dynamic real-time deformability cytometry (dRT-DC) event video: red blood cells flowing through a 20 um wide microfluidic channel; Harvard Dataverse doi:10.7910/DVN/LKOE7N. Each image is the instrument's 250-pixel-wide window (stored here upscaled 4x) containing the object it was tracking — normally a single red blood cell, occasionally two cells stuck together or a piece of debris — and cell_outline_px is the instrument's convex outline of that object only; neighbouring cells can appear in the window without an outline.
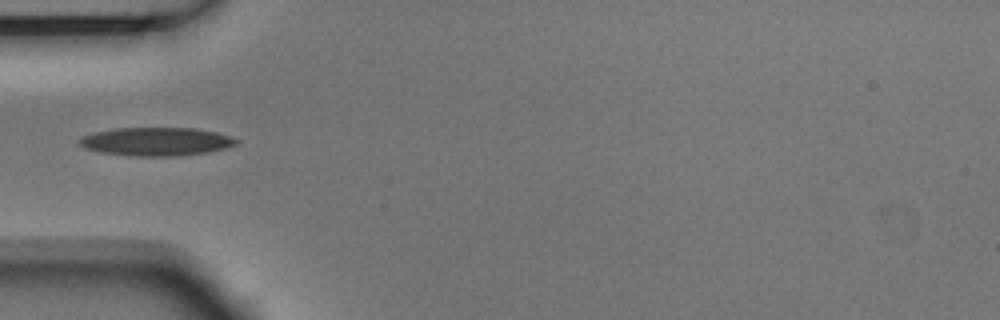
{"species": "Egyptian fruit bat (a non-hibernating species)", "species_latin": "Rousettus aegyptiacus", "temperature_condition": "room temperature", "stored_images_in_passage": 5, "camera_frame_rate_fps": 3000, "um_per_image_px": 0.085, "animal": {"sex": "male"}, "frame": {"image": 1, "passage_image": 5, "time_ms": 1.333, "image_size_px": [1000, 320], "cell_outline_px": [[240, 140], [236, 144], [224, 148], [208, 152], [180, 156], [136, 156], [100, 152], [84, 148], [76, 144], [76, 140], [80, 136], [92, 132], [116, 128], [196, 128], [216, 132], [232, 136]], "centroid_in_image_um": [13.23, 12.03], "position_along_channel_um": 71.8, "area_um2": 26.3}}